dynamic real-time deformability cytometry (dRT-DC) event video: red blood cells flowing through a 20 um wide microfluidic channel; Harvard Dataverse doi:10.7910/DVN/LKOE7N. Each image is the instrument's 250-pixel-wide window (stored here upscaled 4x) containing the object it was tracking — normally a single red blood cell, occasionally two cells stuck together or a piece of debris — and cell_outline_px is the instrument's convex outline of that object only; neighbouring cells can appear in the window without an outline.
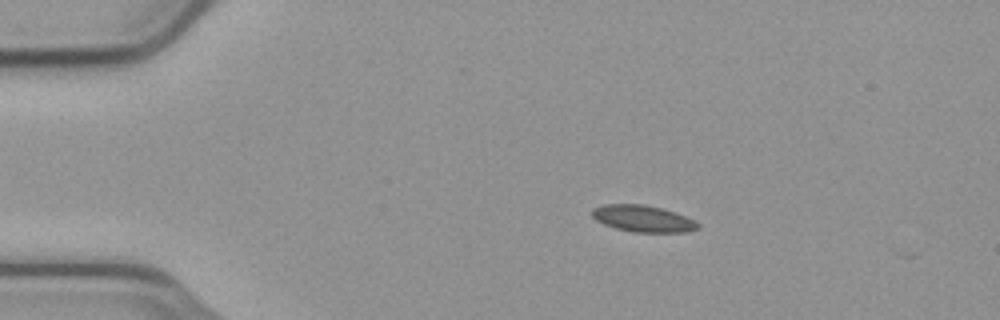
{"species": "common noctule bat (a hibernating species)", "species_latin": "Nyctalus noctula", "temperature_condition": "cold", "stored_images_in_passage": 13, "camera_frame_rate_fps": 3000, "um_per_image_px": 0.085, "animal": {"sex": "male", "body_mass_g": 23.1, "forearm_length_mm": 52.7}, "frame": {"image": 1, "passage_image": 10, "time_ms": 3.0, "image_size_px": [1000, 320], "cell_outline_px": [[700, 228], [688, 232], [632, 232], [616, 228], [604, 224], [596, 220], [592, 216], [592, 208], [604, 204], [644, 204], [676, 212], [700, 224]], "centroid_in_image_um": [54.64, 18.58], "position_along_channel_um": 30.4, "area_um2": 16.42}}